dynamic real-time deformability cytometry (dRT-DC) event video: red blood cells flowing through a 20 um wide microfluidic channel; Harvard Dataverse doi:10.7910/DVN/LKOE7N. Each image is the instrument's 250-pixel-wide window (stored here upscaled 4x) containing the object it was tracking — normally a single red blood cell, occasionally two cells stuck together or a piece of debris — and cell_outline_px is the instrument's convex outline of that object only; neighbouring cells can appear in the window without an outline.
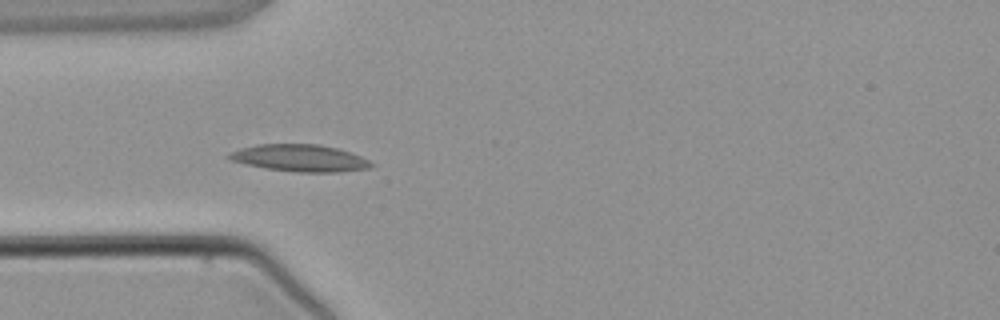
{"species": "common noctule bat (a hibernating species)", "species_latin": "Nyctalus noctula", "temperature_condition": "warm", "stored_images_in_passage": 4, "camera_frame_rate_fps": 3000, "um_per_image_px": 0.085, "animal": {"sex": "male", "body_mass_g": 21.5, "forearm_length_mm": 52.0}, "frame": {"image": 1, "passage_image": 4, "time_ms": 3.667, "image_size_px": [1000, 320], "cell_outline_px": [[376, 164], [372, 168], [340, 172], [300, 172], [268, 168], [248, 164], [232, 160], [224, 156], [240, 148], [256, 144], [320, 144], [352, 152]], "centroid_in_image_um": [25.55, 13.43], "position_along_channel_um": 59.4, "area_um2": 22.31}}